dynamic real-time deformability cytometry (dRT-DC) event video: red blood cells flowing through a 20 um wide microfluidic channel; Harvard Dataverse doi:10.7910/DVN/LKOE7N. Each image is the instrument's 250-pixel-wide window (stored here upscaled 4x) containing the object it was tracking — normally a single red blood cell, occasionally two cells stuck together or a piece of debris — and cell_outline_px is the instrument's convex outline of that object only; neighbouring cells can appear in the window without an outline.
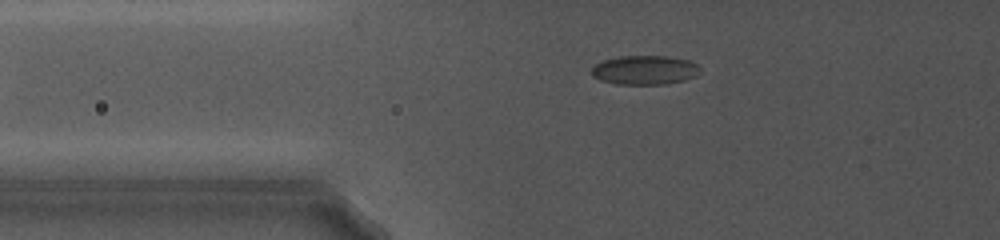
{"species": "common noctule bat (a hibernating species)", "species_latin": "Nyctalus noctula", "temperature_condition": "cold", "stored_images_in_passage": 25, "camera_frame_rate_fps": 5000, "um_per_image_px": 0.085, "animal": {"sex": "female", "body_mass_g": 19.0, "forearm_length_mm": 56.7}, "frame": {"image": 1, "passage_image": 8, "time_ms": 5.8, "image_size_px": [1000, 240], "cell_outline_px": [[700, 72], [696, 76], [684, 80], [668, 84], [616, 84], [600, 80], [592, 76], [592, 68], [596, 64], [604, 60], [620, 56], [668, 56], [688, 60], [696, 64], [700, 68]], "centroid_in_image_um": [54.81, 5.96], "position_along_channel_um": 71.0, "area_um2": 18.44}}
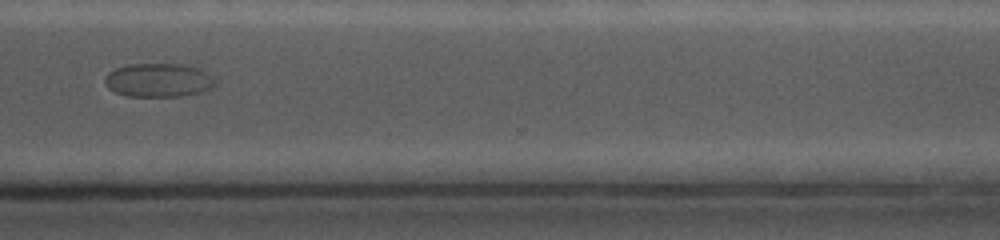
{"frame": {"image": 2, "passage_image": 22, "time_ms": 14.4, "image_size_px": [1000, 240], "cell_outline_px": [[216, 84], [212, 88], [204, 92], [180, 96], [124, 96], [108, 88], [104, 84], [104, 76], [108, 72], [116, 68], [128, 64], [184, 64], [200, 68], [212, 76]], "centroid_in_image_um": [13.47, 6.81], "position_along_channel_um": 357.1, "area_um2": 21.96}}
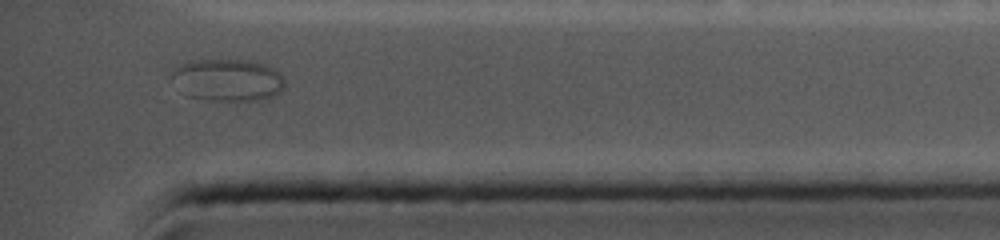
{"frame": {"image": 3, "passage_image": 25, "time_ms": 16.0, "image_size_px": [1000, 240], "cell_outline_px": [[284, 88], [280, 92], [264, 100], [208, 100], [188, 96], [172, 76], [172, 68], [180, 64], [200, 60], [248, 60], [264, 64], [280, 72], [284, 80]], "centroid_in_image_um": [19.41, 6.8], "position_along_channel_um": 415.8, "area_um2": 27.46}}